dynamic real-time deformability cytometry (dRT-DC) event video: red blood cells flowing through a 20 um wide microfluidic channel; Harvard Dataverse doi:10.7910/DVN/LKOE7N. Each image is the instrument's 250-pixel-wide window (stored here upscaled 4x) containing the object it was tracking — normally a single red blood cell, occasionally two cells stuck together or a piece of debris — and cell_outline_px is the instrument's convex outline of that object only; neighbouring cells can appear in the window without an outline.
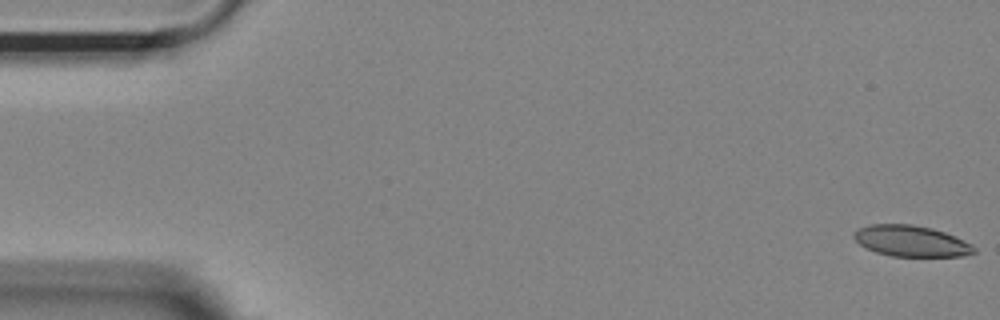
{"species": "Egyptian fruit bat (a non-hibernating species)", "species_latin": "Rousettus aegyptiacus", "temperature_condition": "room temperature", "stored_images_in_passage": 50, "segment_of_instrument_passage": [1, 2], "camera_frame_rate_fps": 3000, "um_per_image_px": 0.085, "animal": {"sex": "female"}, "frame": {"image": 1, "passage_image": 1, "time_ms": 0.0, "image_size_px": [1000, 320], "cell_outline_px": [[976, 252], [964, 256], [892, 256], [876, 252], [860, 244], [852, 236], [852, 232], [868, 224], [912, 224], [932, 228], [944, 232], [964, 240], [972, 244], [976, 248]], "centroid_in_image_um": [77.45, 20.48], "position_along_channel_um": 7.5, "area_um2": 21.73}}